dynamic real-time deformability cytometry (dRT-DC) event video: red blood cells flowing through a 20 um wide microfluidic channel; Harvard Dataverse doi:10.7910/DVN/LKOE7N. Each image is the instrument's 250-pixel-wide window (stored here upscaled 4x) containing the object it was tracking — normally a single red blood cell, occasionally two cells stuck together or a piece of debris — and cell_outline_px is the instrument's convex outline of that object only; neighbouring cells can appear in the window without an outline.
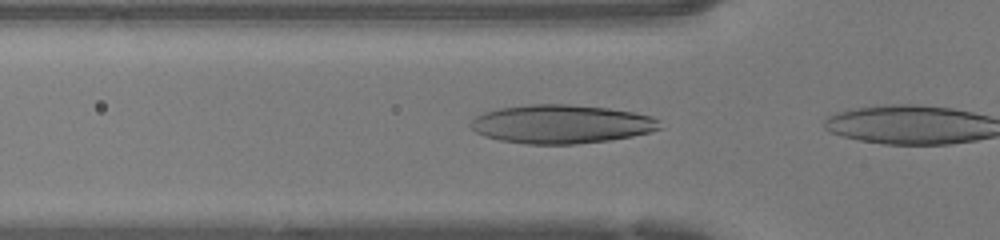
{"species": "human", "species_latin": "Homo sapiens", "temperature_condition": "warm", "stored_images_in_passage": 3, "camera_frame_rate_fps": 3000, "um_per_image_px": 0.085, "donor": {"sex": "female"}, "frame": {"image": 1, "passage_image": 2, "time_ms": 0.333, "image_size_px": [1000, 240], "cell_outline_px": [[664, 128], [632, 136], [608, 140], [576, 144], [528, 144], [500, 140], [484, 136], [476, 132], [468, 124], [476, 116], [484, 112], [500, 108], [532, 104], [568, 104], [608, 108], [632, 112], [652, 116], [660, 120]], "centroid_in_image_um": [47.73, 10.55], "position_along_channel_um": 78.1, "area_um2": 42.66}}